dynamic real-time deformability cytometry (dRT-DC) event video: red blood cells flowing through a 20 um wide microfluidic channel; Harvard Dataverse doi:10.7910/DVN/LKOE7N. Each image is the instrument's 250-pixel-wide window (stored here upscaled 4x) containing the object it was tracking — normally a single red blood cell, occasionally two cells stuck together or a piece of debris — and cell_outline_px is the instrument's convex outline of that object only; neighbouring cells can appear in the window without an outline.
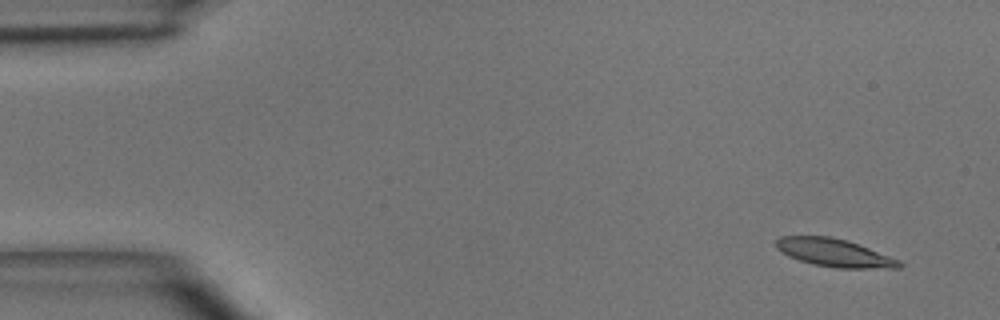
{"species": "common noctule bat (a hibernating species)", "species_latin": "Nyctalus noctula", "temperature_condition": "room temperature", "stored_images_in_passage": 5, "camera_frame_rate_fps": 3000, "um_per_image_px": 0.085, "animal": {"sex": "male", "body_mass_g": 15.6}, "frame": {"image": 1, "passage_image": 1, "time_ms": 0.0, "image_size_px": [1000, 320], "cell_outline_px": [[904, 264], [900, 268], [836, 268], [812, 264], [788, 256], [776, 248], [776, 240], [780, 236], [832, 236], [848, 240], [900, 260]], "centroid_in_image_um": [70.93, 21.48], "position_along_channel_um": 14.1, "area_um2": 20.11}}
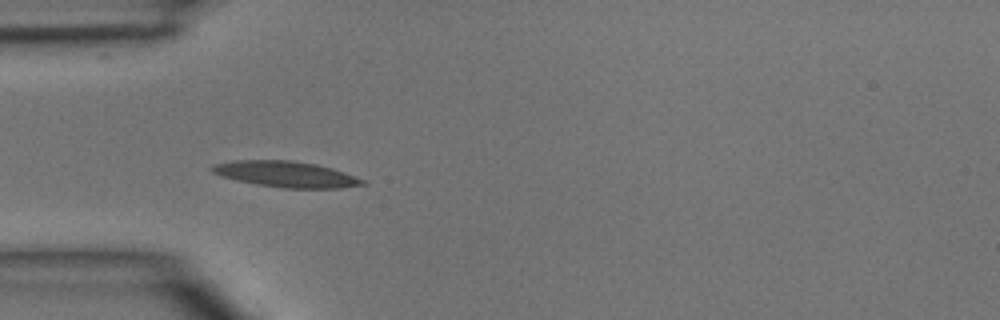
{"frame": {"image": 2, "passage_image": 4, "time_ms": 3.667, "image_size_px": [1000, 320], "cell_outline_px": [[368, 184], [340, 188], [284, 188], [256, 184], [236, 180], [220, 176], [212, 172], [208, 168], [212, 164], [232, 160], [292, 160], [316, 164], [332, 168], [344, 172], [364, 180]], "centroid_in_image_um": [24.26, 14.8], "position_along_channel_um": 60.7, "area_um2": 22.89}}